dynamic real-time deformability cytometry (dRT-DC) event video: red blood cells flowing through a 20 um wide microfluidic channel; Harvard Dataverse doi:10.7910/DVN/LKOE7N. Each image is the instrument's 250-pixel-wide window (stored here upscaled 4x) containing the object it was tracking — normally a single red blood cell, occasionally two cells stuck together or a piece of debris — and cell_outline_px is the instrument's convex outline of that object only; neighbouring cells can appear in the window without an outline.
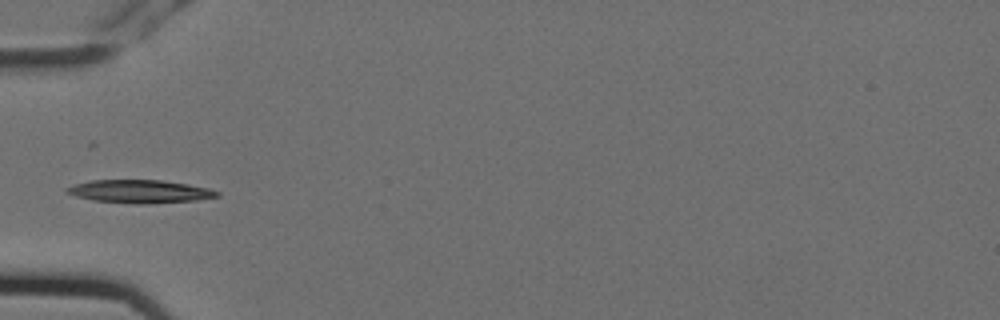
{"species": "Egyptian fruit bat (a non-hibernating species)", "species_latin": "Rousettus aegyptiacus", "temperature_condition": "cold", "stored_images_in_passage": 6, "camera_frame_rate_fps": 3000, "um_per_image_px": 0.085, "animal": {"sex": "female"}, "frame": {"image": 1, "passage_image": 6, "time_ms": 1.667, "image_size_px": [1000, 320], "cell_outline_px": [[220, 196], [196, 200], [148, 204], [136, 204], [92, 200], [76, 196], [68, 192], [64, 188], [72, 184], [92, 180], [160, 180], [188, 184], [208, 188], [220, 192]], "centroid_in_image_um": [11.88, 16.27], "position_along_channel_um": 73.1, "area_um2": 20.23}}